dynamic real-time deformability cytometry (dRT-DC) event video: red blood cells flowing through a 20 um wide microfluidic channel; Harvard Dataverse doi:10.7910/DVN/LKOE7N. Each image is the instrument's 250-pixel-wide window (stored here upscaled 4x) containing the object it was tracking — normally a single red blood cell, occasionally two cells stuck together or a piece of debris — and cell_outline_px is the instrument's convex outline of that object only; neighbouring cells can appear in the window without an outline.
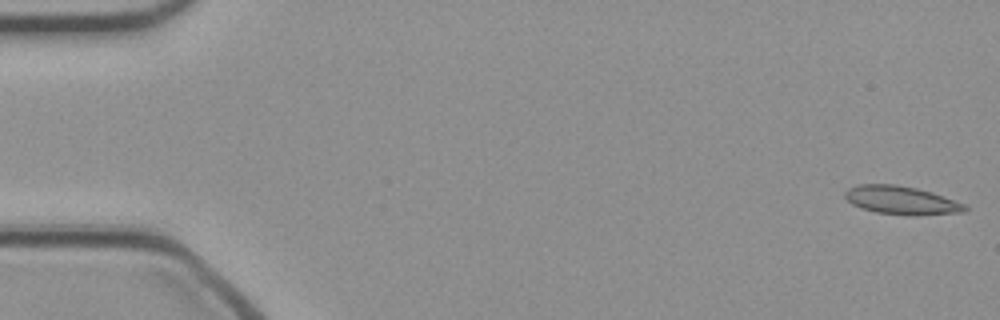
{"species": "common noctule bat (a hibernating species)", "species_latin": "Nyctalus noctula", "temperature_condition": "cold", "stored_images_in_passage": 47, "camera_frame_rate_fps": 3000, "um_per_image_px": 0.085, "animal": {"sex": "female", "body_mass_g": 21.9}, "frame": {"image": 1, "passage_image": 1, "time_ms": 0.0, "image_size_px": [1000, 320], "cell_outline_px": [[968, 208], [964, 212], [916, 216], [908, 216], [876, 212], [852, 204], [844, 196], [844, 192], [848, 188], [856, 184], [896, 184], [916, 188], [932, 192], [968, 204]], "centroid_in_image_um": [76.66, 17.02], "position_along_channel_um": 8.3, "area_um2": 20.11}}
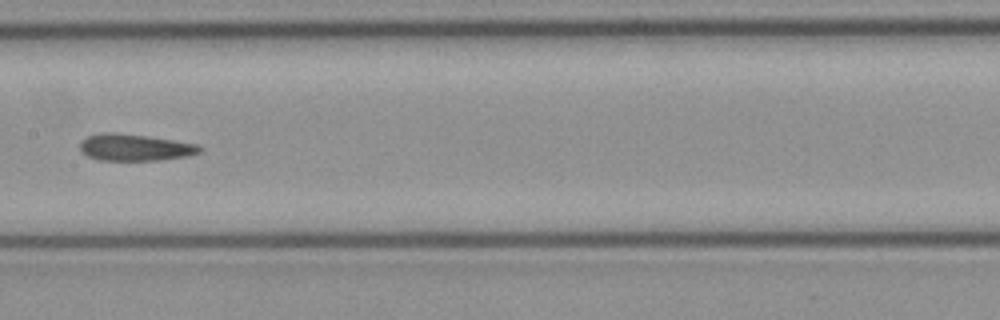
{"frame": {"image": 2, "passage_image": 24, "time_ms": 7.667, "image_size_px": [1000, 320], "cell_outline_px": [[204, 148], [200, 152], [188, 156], [160, 160], [100, 160], [88, 156], [80, 148], [80, 140], [88, 136], [100, 132], [112, 132], [148, 136], [200, 144]], "centroid_in_image_um": [11.5, 12.52], "position_along_channel_um": 195.9, "area_um2": 18.79}}
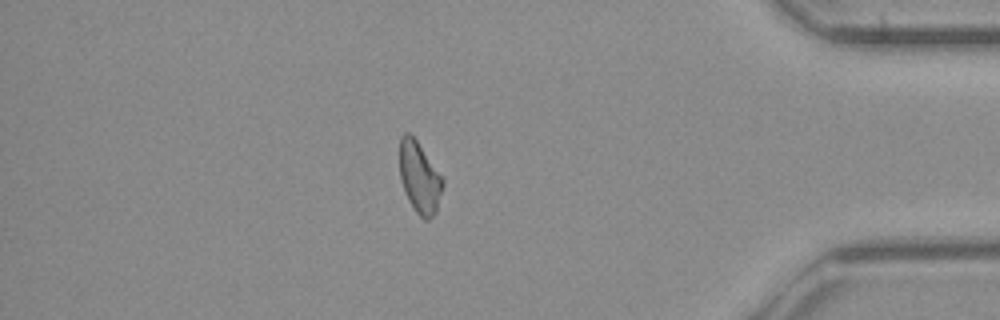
{"frame": {"image": 3, "passage_image": 41, "time_ms": 13.333, "image_size_px": [1000, 320], "cell_outline_px": [[444, 184], [436, 212], [428, 220], [424, 220], [416, 212], [408, 200], [404, 192], [400, 180], [400, 136], [404, 132], [408, 132], [416, 140], [444, 180]], "centroid_in_image_um": [35.64, 15.11], "position_along_channel_um": 399.6, "area_um2": 17.8}}